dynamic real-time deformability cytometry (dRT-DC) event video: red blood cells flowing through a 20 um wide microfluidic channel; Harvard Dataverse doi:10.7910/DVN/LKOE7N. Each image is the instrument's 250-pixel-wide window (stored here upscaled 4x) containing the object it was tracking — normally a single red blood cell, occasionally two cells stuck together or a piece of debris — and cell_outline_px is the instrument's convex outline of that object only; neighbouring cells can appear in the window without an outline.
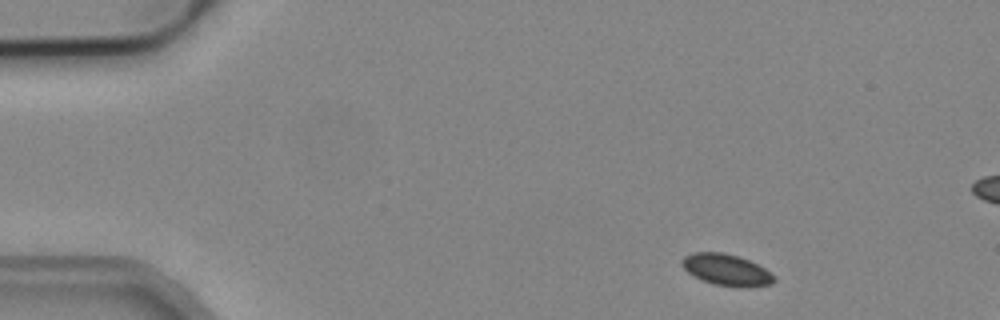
{"species": "common noctule bat (a hibernating species)", "species_latin": "Nyctalus noctula", "temperature_condition": "cold", "stored_images_in_passage": 3, "camera_frame_rate_fps": 3000, "um_per_image_px": 0.085, "animal": {"sex": "male", "body_mass_g": 19.2, "forearm_length_mm": 51.8}, "frame": {"image": 1, "passage_image": 1, "time_ms": 0.0, "image_size_px": [1000, 320], "cell_outline_px": [[776, 280], [772, 284], [740, 288], [736, 288], [712, 284], [700, 280], [688, 272], [680, 264], [680, 260], [684, 256], [692, 252], [720, 252], [736, 256], [748, 260], [764, 268]], "centroid_in_image_um": [61.69, 22.95], "position_along_channel_um": 23.3, "area_um2": 16.94}}